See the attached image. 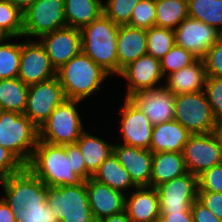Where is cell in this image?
<instances>
[{
	"instance_id": "cell-1",
	"label": "cell",
	"mask_w": 222,
	"mask_h": 222,
	"mask_svg": "<svg viewBox=\"0 0 222 222\" xmlns=\"http://www.w3.org/2000/svg\"><path fill=\"white\" fill-rule=\"evenodd\" d=\"M118 31L119 26L104 14L80 29L81 51L110 76L118 75Z\"/></svg>"
},
{
	"instance_id": "cell-2",
	"label": "cell",
	"mask_w": 222,
	"mask_h": 222,
	"mask_svg": "<svg viewBox=\"0 0 222 222\" xmlns=\"http://www.w3.org/2000/svg\"><path fill=\"white\" fill-rule=\"evenodd\" d=\"M26 167L46 186L79 185L85 182L72 171L71 157H66L65 145H53L38 140Z\"/></svg>"
},
{
	"instance_id": "cell-3",
	"label": "cell",
	"mask_w": 222,
	"mask_h": 222,
	"mask_svg": "<svg viewBox=\"0 0 222 222\" xmlns=\"http://www.w3.org/2000/svg\"><path fill=\"white\" fill-rule=\"evenodd\" d=\"M108 76L110 75L82 51L57 70V78L66 99L78 101L100 91L102 82Z\"/></svg>"
},
{
	"instance_id": "cell-4",
	"label": "cell",
	"mask_w": 222,
	"mask_h": 222,
	"mask_svg": "<svg viewBox=\"0 0 222 222\" xmlns=\"http://www.w3.org/2000/svg\"><path fill=\"white\" fill-rule=\"evenodd\" d=\"M39 140V129L25 115L3 111L0 116V145L13 152L25 165Z\"/></svg>"
},
{
	"instance_id": "cell-5",
	"label": "cell",
	"mask_w": 222,
	"mask_h": 222,
	"mask_svg": "<svg viewBox=\"0 0 222 222\" xmlns=\"http://www.w3.org/2000/svg\"><path fill=\"white\" fill-rule=\"evenodd\" d=\"M46 203L60 222H96L88 201L86 181L79 185L47 186Z\"/></svg>"
},
{
	"instance_id": "cell-6",
	"label": "cell",
	"mask_w": 222,
	"mask_h": 222,
	"mask_svg": "<svg viewBox=\"0 0 222 222\" xmlns=\"http://www.w3.org/2000/svg\"><path fill=\"white\" fill-rule=\"evenodd\" d=\"M78 100L65 99L55 108L48 120L39 128V141L53 145L76 144L84 131Z\"/></svg>"
},
{
	"instance_id": "cell-7",
	"label": "cell",
	"mask_w": 222,
	"mask_h": 222,
	"mask_svg": "<svg viewBox=\"0 0 222 222\" xmlns=\"http://www.w3.org/2000/svg\"><path fill=\"white\" fill-rule=\"evenodd\" d=\"M174 120L191 134L216 132L218 125L204 91L175 95Z\"/></svg>"
},
{
	"instance_id": "cell-8",
	"label": "cell",
	"mask_w": 222,
	"mask_h": 222,
	"mask_svg": "<svg viewBox=\"0 0 222 222\" xmlns=\"http://www.w3.org/2000/svg\"><path fill=\"white\" fill-rule=\"evenodd\" d=\"M4 188L5 197H1L15 213L25 205L46 203L47 186L36 177L27 167L0 181Z\"/></svg>"
},
{
	"instance_id": "cell-9",
	"label": "cell",
	"mask_w": 222,
	"mask_h": 222,
	"mask_svg": "<svg viewBox=\"0 0 222 222\" xmlns=\"http://www.w3.org/2000/svg\"><path fill=\"white\" fill-rule=\"evenodd\" d=\"M67 27L64 0H38L23 12V33L33 39Z\"/></svg>"
},
{
	"instance_id": "cell-10",
	"label": "cell",
	"mask_w": 222,
	"mask_h": 222,
	"mask_svg": "<svg viewBox=\"0 0 222 222\" xmlns=\"http://www.w3.org/2000/svg\"><path fill=\"white\" fill-rule=\"evenodd\" d=\"M187 172L196 176L222 163V142L217 132L191 134L182 151Z\"/></svg>"
},
{
	"instance_id": "cell-11",
	"label": "cell",
	"mask_w": 222,
	"mask_h": 222,
	"mask_svg": "<svg viewBox=\"0 0 222 222\" xmlns=\"http://www.w3.org/2000/svg\"><path fill=\"white\" fill-rule=\"evenodd\" d=\"M66 96L57 76L29 85L24 114L39 129Z\"/></svg>"
},
{
	"instance_id": "cell-12",
	"label": "cell",
	"mask_w": 222,
	"mask_h": 222,
	"mask_svg": "<svg viewBox=\"0 0 222 222\" xmlns=\"http://www.w3.org/2000/svg\"><path fill=\"white\" fill-rule=\"evenodd\" d=\"M160 214L191 212L198 197V176L187 172L156 187Z\"/></svg>"
},
{
	"instance_id": "cell-13",
	"label": "cell",
	"mask_w": 222,
	"mask_h": 222,
	"mask_svg": "<svg viewBox=\"0 0 222 222\" xmlns=\"http://www.w3.org/2000/svg\"><path fill=\"white\" fill-rule=\"evenodd\" d=\"M174 34L175 45L191 52L196 59H203L207 51L222 37L214 27L190 16L179 24Z\"/></svg>"
},
{
	"instance_id": "cell-14",
	"label": "cell",
	"mask_w": 222,
	"mask_h": 222,
	"mask_svg": "<svg viewBox=\"0 0 222 222\" xmlns=\"http://www.w3.org/2000/svg\"><path fill=\"white\" fill-rule=\"evenodd\" d=\"M57 76V70L37 40L21 42V58L17 77L27 85L36 84Z\"/></svg>"
},
{
	"instance_id": "cell-15",
	"label": "cell",
	"mask_w": 222,
	"mask_h": 222,
	"mask_svg": "<svg viewBox=\"0 0 222 222\" xmlns=\"http://www.w3.org/2000/svg\"><path fill=\"white\" fill-rule=\"evenodd\" d=\"M129 99L153 126L171 121L175 115V95L165 86L134 93Z\"/></svg>"
},
{
	"instance_id": "cell-16",
	"label": "cell",
	"mask_w": 222,
	"mask_h": 222,
	"mask_svg": "<svg viewBox=\"0 0 222 222\" xmlns=\"http://www.w3.org/2000/svg\"><path fill=\"white\" fill-rule=\"evenodd\" d=\"M51 64L58 70L63 64L81 52V32L73 27H63L40 36Z\"/></svg>"
},
{
	"instance_id": "cell-17",
	"label": "cell",
	"mask_w": 222,
	"mask_h": 222,
	"mask_svg": "<svg viewBox=\"0 0 222 222\" xmlns=\"http://www.w3.org/2000/svg\"><path fill=\"white\" fill-rule=\"evenodd\" d=\"M121 108L122 144L150 150L153 125L144 113L125 98Z\"/></svg>"
},
{
	"instance_id": "cell-18",
	"label": "cell",
	"mask_w": 222,
	"mask_h": 222,
	"mask_svg": "<svg viewBox=\"0 0 222 222\" xmlns=\"http://www.w3.org/2000/svg\"><path fill=\"white\" fill-rule=\"evenodd\" d=\"M119 76H122L128 81L125 98H129L139 91L163 86L159 83L160 80L164 78L161 71L160 60L149 54H145L130 63L121 71Z\"/></svg>"
},
{
	"instance_id": "cell-19",
	"label": "cell",
	"mask_w": 222,
	"mask_h": 222,
	"mask_svg": "<svg viewBox=\"0 0 222 222\" xmlns=\"http://www.w3.org/2000/svg\"><path fill=\"white\" fill-rule=\"evenodd\" d=\"M113 153L137 187L150 186L153 161L151 150L117 143L113 146Z\"/></svg>"
},
{
	"instance_id": "cell-20",
	"label": "cell",
	"mask_w": 222,
	"mask_h": 222,
	"mask_svg": "<svg viewBox=\"0 0 222 222\" xmlns=\"http://www.w3.org/2000/svg\"><path fill=\"white\" fill-rule=\"evenodd\" d=\"M86 191L91 212L95 221L125 211V196L90 177L86 181Z\"/></svg>"
},
{
	"instance_id": "cell-21",
	"label": "cell",
	"mask_w": 222,
	"mask_h": 222,
	"mask_svg": "<svg viewBox=\"0 0 222 222\" xmlns=\"http://www.w3.org/2000/svg\"><path fill=\"white\" fill-rule=\"evenodd\" d=\"M130 194L125 196V211L131 222H157L160 208L156 188L136 187Z\"/></svg>"
},
{
	"instance_id": "cell-22",
	"label": "cell",
	"mask_w": 222,
	"mask_h": 222,
	"mask_svg": "<svg viewBox=\"0 0 222 222\" xmlns=\"http://www.w3.org/2000/svg\"><path fill=\"white\" fill-rule=\"evenodd\" d=\"M145 54H147L146 30L129 25L119 26L117 34L118 76L125 67Z\"/></svg>"
},
{
	"instance_id": "cell-23",
	"label": "cell",
	"mask_w": 222,
	"mask_h": 222,
	"mask_svg": "<svg viewBox=\"0 0 222 222\" xmlns=\"http://www.w3.org/2000/svg\"><path fill=\"white\" fill-rule=\"evenodd\" d=\"M165 86L174 95L201 92L206 82V69L203 59H197L190 66L169 74Z\"/></svg>"
},
{
	"instance_id": "cell-24",
	"label": "cell",
	"mask_w": 222,
	"mask_h": 222,
	"mask_svg": "<svg viewBox=\"0 0 222 222\" xmlns=\"http://www.w3.org/2000/svg\"><path fill=\"white\" fill-rule=\"evenodd\" d=\"M191 133L174 119L153 126L150 150L156 152H182Z\"/></svg>"
},
{
	"instance_id": "cell-25",
	"label": "cell",
	"mask_w": 222,
	"mask_h": 222,
	"mask_svg": "<svg viewBox=\"0 0 222 222\" xmlns=\"http://www.w3.org/2000/svg\"><path fill=\"white\" fill-rule=\"evenodd\" d=\"M86 166V181L94 175L99 166L113 153L114 144L83 131L76 141Z\"/></svg>"
},
{
	"instance_id": "cell-26",
	"label": "cell",
	"mask_w": 222,
	"mask_h": 222,
	"mask_svg": "<svg viewBox=\"0 0 222 222\" xmlns=\"http://www.w3.org/2000/svg\"><path fill=\"white\" fill-rule=\"evenodd\" d=\"M187 173L182 152L153 153L150 187L180 177Z\"/></svg>"
},
{
	"instance_id": "cell-27",
	"label": "cell",
	"mask_w": 222,
	"mask_h": 222,
	"mask_svg": "<svg viewBox=\"0 0 222 222\" xmlns=\"http://www.w3.org/2000/svg\"><path fill=\"white\" fill-rule=\"evenodd\" d=\"M102 14V0H64V16L68 27L81 29Z\"/></svg>"
},
{
	"instance_id": "cell-28",
	"label": "cell",
	"mask_w": 222,
	"mask_h": 222,
	"mask_svg": "<svg viewBox=\"0 0 222 222\" xmlns=\"http://www.w3.org/2000/svg\"><path fill=\"white\" fill-rule=\"evenodd\" d=\"M100 183L106 184L112 189L127 195L128 189L137 186L132 181L128 171L119 163L118 158L112 153L98 168L92 176ZM126 191V193H125Z\"/></svg>"
},
{
	"instance_id": "cell-29",
	"label": "cell",
	"mask_w": 222,
	"mask_h": 222,
	"mask_svg": "<svg viewBox=\"0 0 222 222\" xmlns=\"http://www.w3.org/2000/svg\"><path fill=\"white\" fill-rule=\"evenodd\" d=\"M29 85L18 77L0 80V105L4 111L24 114L27 106Z\"/></svg>"
},
{
	"instance_id": "cell-30",
	"label": "cell",
	"mask_w": 222,
	"mask_h": 222,
	"mask_svg": "<svg viewBox=\"0 0 222 222\" xmlns=\"http://www.w3.org/2000/svg\"><path fill=\"white\" fill-rule=\"evenodd\" d=\"M188 16V0H155L156 27L175 30Z\"/></svg>"
},
{
	"instance_id": "cell-31",
	"label": "cell",
	"mask_w": 222,
	"mask_h": 222,
	"mask_svg": "<svg viewBox=\"0 0 222 222\" xmlns=\"http://www.w3.org/2000/svg\"><path fill=\"white\" fill-rule=\"evenodd\" d=\"M188 15L222 34V0H188Z\"/></svg>"
},
{
	"instance_id": "cell-32",
	"label": "cell",
	"mask_w": 222,
	"mask_h": 222,
	"mask_svg": "<svg viewBox=\"0 0 222 222\" xmlns=\"http://www.w3.org/2000/svg\"><path fill=\"white\" fill-rule=\"evenodd\" d=\"M147 54L161 60L175 45L174 30L153 26L146 30Z\"/></svg>"
},
{
	"instance_id": "cell-33",
	"label": "cell",
	"mask_w": 222,
	"mask_h": 222,
	"mask_svg": "<svg viewBox=\"0 0 222 222\" xmlns=\"http://www.w3.org/2000/svg\"><path fill=\"white\" fill-rule=\"evenodd\" d=\"M9 39L12 40V37L0 43V80L15 78L19 71L21 43L6 42Z\"/></svg>"
},
{
	"instance_id": "cell-34",
	"label": "cell",
	"mask_w": 222,
	"mask_h": 222,
	"mask_svg": "<svg viewBox=\"0 0 222 222\" xmlns=\"http://www.w3.org/2000/svg\"><path fill=\"white\" fill-rule=\"evenodd\" d=\"M0 31L7 37H22L23 12L8 0H0Z\"/></svg>"
},
{
	"instance_id": "cell-35",
	"label": "cell",
	"mask_w": 222,
	"mask_h": 222,
	"mask_svg": "<svg viewBox=\"0 0 222 222\" xmlns=\"http://www.w3.org/2000/svg\"><path fill=\"white\" fill-rule=\"evenodd\" d=\"M196 60V57L191 52L180 46L174 45L160 60L162 74L163 76H168L171 73L190 66Z\"/></svg>"
},
{
	"instance_id": "cell-36",
	"label": "cell",
	"mask_w": 222,
	"mask_h": 222,
	"mask_svg": "<svg viewBox=\"0 0 222 222\" xmlns=\"http://www.w3.org/2000/svg\"><path fill=\"white\" fill-rule=\"evenodd\" d=\"M141 0H106L103 3V14L116 25H129L134 7Z\"/></svg>"
},
{
	"instance_id": "cell-37",
	"label": "cell",
	"mask_w": 222,
	"mask_h": 222,
	"mask_svg": "<svg viewBox=\"0 0 222 222\" xmlns=\"http://www.w3.org/2000/svg\"><path fill=\"white\" fill-rule=\"evenodd\" d=\"M16 222H60L47 203L25 205L15 215Z\"/></svg>"
},
{
	"instance_id": "cell-38",
	"label": "cell",
	"mask_w": 222,
	"mask_h": 222,
	"mask_svg": "<svg viewBox=\"0 0 222 222\" xmlns=\"http://www.w3.org/2000/svg\"><path fill=\"white\" fill-rule=\"evenodd\" d=\"M155 23V0H141L133 9L129 26L149 29Z\"/></svg>"
},
{
	"instance_id": "cell-39",
	"label": "cell",
	"mask_w": 222,
	"mask_h": 222,
	"mask_svg": "<svg viewBox=\"0 0 222 222\" xmlns=\"http://www.w3.org/2000/svg\"><path fill=\"white\" fill-rule=\"evenodd\" d=\"M203 91L214 118L222 121V77H207Z\"/></svg>"
},
{
	"instance_id": "cell-40",
	"label": "cell",
	"mask_w": 222,
	"mask_h": 222,
	"mask_svg": "<svg viewBox=\"0 0 222 222\" xmlns=\"http://www.w3.org/2000/svg\"><path fill=\"white\" fill-rule=\"evenodd\" d=\"M198 191L222 193V163L198 175Z\"/></svg>"
},
{
	"instance_id": "cell-41",
	"label": "cell",
	"mask_w": 222,
	"mask_h": 222,
	"mask_svg": "<svg viewBox=\"0 0 222 222\" xmlns=\"http://www.w3.org/2000/svg\"><path fill=\"white\" fill-rule=\"evenodd\" d=\"M26 165L9 149L0 145V181L19 173Z\"/></svg>"
},
{
	"instance_id": "cell-42",
	"label": "cell",
	"mask_w": 222,
	"mask_h": 222,
	"mask_svg": "<svg viewBox=\"0 0 222 222\" xmlns=\"http://www.w3.org/2000/svg\"><path fill=\"white\" fill-rule=\"evenodd\" d=\"M207 77H222V37L203 58Z\"/></svg>"
},
{
	"instance_id": "cell-43",
	"label": "cell",
	"mask_w": 222,
	"mask_h": 222,
	"mask_svg": "<svg viewBox=\"0 0 222 222\" xmlns=\"http://www.w3.org/2000/svg\"><path fill=\"white\" fill-rule=\"evenodd\" d=\"M197 199L212 211L217 218L222 220V193L198 191Z\"/></svg>"
},
{
	"instance_id": "cell-44",
	"label": "cell",
	"mask_w": 222,
	"mask_h": 222,
	"mask_svg": "<svg viewBox=\"0 0 222 222\" xmlns=\"http://www.w3.org/2000/svg\"><path fill=\"white\" fill-rule=\"evenodd\" d=\"M65 154L66 157H71L72 171L80 175L86 181V166L78 145L66 144Z\"/></svg>"
},
{
	"instance_id": "cell-45",
	"label": "cell",
	"mask_w": 222,
	"mask_h": 222,
	"mask_svg": "<svg viewBox=\"0 0 222 222\" xmlns=\"http://www.w3.org/2000/svg\"><path fill=\"white\" fill-rule=\"evenodd\" d=\"M191 214L194 222H222L198 199L191 206Z\"/></svg>"
},
{
	"instance_id": "cell-46",
	"label": "cell",
	"mask_w": 222,
	"mask_h": 222,
	"mask_svg": "<svg viewBox=\"0 0 222 222\" xmlns=\"http://www.w3.org/2000/svg\"><path fill=\"white\" fill-rule=\"evenodd\" d=\"M157 222H194L191 212L160 214Z\"/></svg>"
},
{
	"instance_id": "cell-47",
	"label": "cell",
	"mask_w": 222,
	"mask_h": 222,
	"mask_svg": "<svg viewBox=\"0 0 222 222\" xmlns=\"http://www.w3.org/2000/svg\"><path fill=\"white\" fill-rule=\"evenodd\" d=\"M0 222H16L15 213L2 198H0Z\"/></svg>"
},
{
	"instance_id": "cell-48",
	"label": "cell",
	"mask_w": 222,
	"mask_h": 222,
	"mask_svg": "<svg viewBox=\"0 0 222 222\" xmlns=\"http://www.w3.org/2000/svg\"><path fill=\"white\" fill-rule=\"evenodd\" d=\"M96 222H131V220L128 218L127 212L123 211L119 214L102 218Z\"/></svg>"
},
{
	"instance_id": "cell-49",
	"label": "cell",
	"mask_w": 222,
	"mask_h": 222,
	"mask_svg": "<svg viewBox=\"0 0 222 222\" xmlns=\"http://www.w3.org/2000/svg\"><path fill=\"white\" fill-rule=\"evenodd\" d=\"M11 4L18 7L24 12L30 5L34 4L38 0H8Z\"/></svg>"
},
{
	"instance_id": "cell-50",
	"label": "cell",
	"mask_w": 222,
	"mask_h": 222,
	"mask_svg": "<svg viewBox=\"0 0 222 222\" xmlns=\"http://www.w3.org/2000/svg\"><path fill=\"white\" fill-rule=\"evenodd\" d=\"M216 132L219 135L221 142H222V121L218 122Z\"/></svg>"
},
{
	"instance_id": "cell-51",
	"label": "cell",
	"mask_w": 222,
	"mask_h": 222,
	"mask_svg": "<svg viewBox=\"0 0 222 222\" xmlns=\"http://www.w3.org/2000/svg\"><path fill=\"white\" fill-rule=\"evenodd\" d=\"M6 38H7V36L0 31V43H1L2 41H4Z\"/></svg>"
},
{
	"instance_id": "cell-52",
	"label": "cell",
	"mask_w": 222,
	"mask_h": 222,
	"mask_svg": "<svg viewBox=\"0 0 222 222\" xmlns=\"http://www.w3.org/2000/svg\"><path fill=\"white\" fill-rule=\"evenodd\" d=\"M3 109L1 108V105H0V116H1V114L3 113Z\"/></svg>"
}]
</instances>
